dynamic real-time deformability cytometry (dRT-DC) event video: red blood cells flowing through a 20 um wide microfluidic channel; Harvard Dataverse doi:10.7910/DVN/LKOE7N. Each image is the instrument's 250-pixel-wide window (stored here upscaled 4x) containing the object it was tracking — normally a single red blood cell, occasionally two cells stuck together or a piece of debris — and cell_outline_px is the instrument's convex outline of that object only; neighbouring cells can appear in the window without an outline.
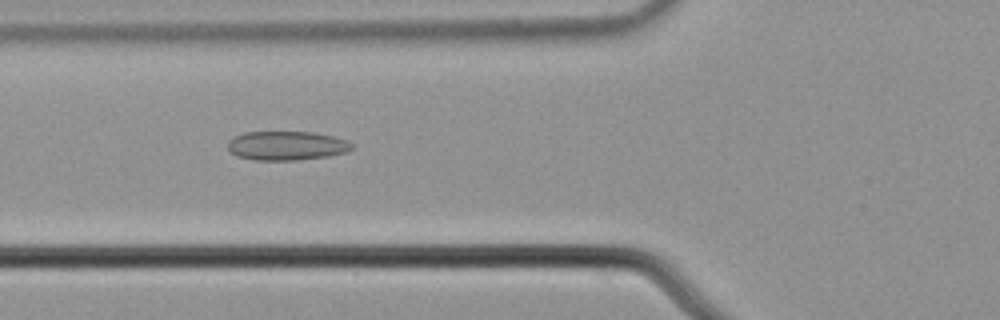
{"species": "common noctule bat (a hibernating species)", "species_latin": "Nyctalus noctula", "temperature_condition": "cold", "stored_images_in_passage": 6, "camera_frame_rate_fps": 3000, "um_per_image_px": 0.085, "animal": {"sex": "male", "body_mass_g": 21.5, "forearm_length_mm": 52.0}, "frame": {"image": 1, "passage_image": 4, "time_ms": 1.0, "image_size_px": [1000, 320], "cell_outline_px": [[356, 144], [348, 152], [328, 156], [296, 160], [252, 160], [236, 156], [228, 148], [228, 140], [232, 136], [244, 132], [312, 132], [332, 136], [348, 140]], "centroid_in_image_um": [24.37, 12.38], "position_along_channel_um": 101.4, "area_um2": 21.27}}
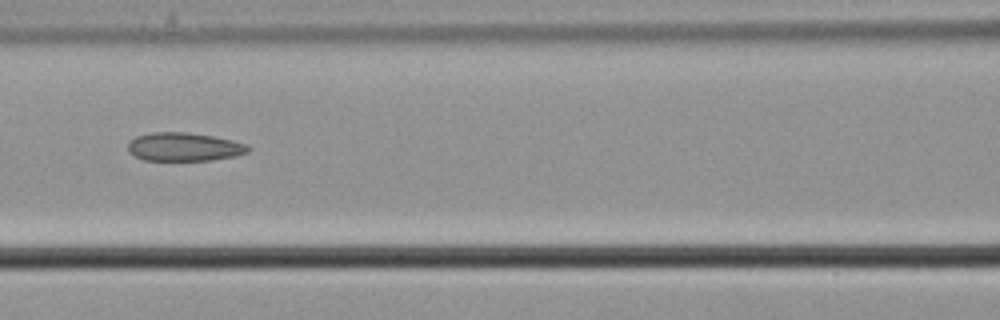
{"frame": {"image": 2, "passage_image": 5, "time_ms": 1.333, "image_size_px": [1000, 320], "cell_outline_px": [[252, 148], [248, 152], [236, 156], [212, 160], [144, 160], [128, 152], [128, 144], [136, 136], [152, 132], [188, 132], [212, 136], [232, 140], [248, 144]], "centroid_in_image_um": [15.68, 12.48], "position_along_channel_um": 150.9, "area_um2": 20.0}}
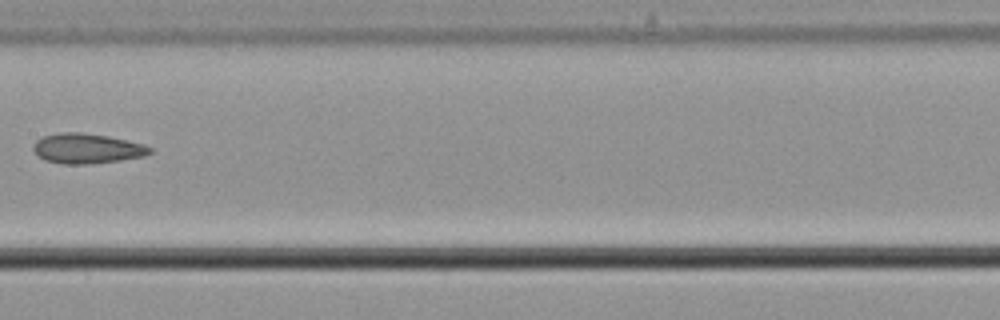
{"frame": {"image": 3, "passage_image": 6, "time_ms": 1.667, "image_size_px": [1000, 320], "cell_outline_px": [[152, 152], [144, 156], [120, 160], [88, 164], [64, 164], [44, 160], [32, 148], [32, 144], [36, 140], [44, 136], [60, 132], [80, 132], [108, 136], [144, 144], [152, 148]], "centroid_in_image_um": [7.39, 12.62], "position_along_channel_um": 200.0, "area_um2": 20.35}}